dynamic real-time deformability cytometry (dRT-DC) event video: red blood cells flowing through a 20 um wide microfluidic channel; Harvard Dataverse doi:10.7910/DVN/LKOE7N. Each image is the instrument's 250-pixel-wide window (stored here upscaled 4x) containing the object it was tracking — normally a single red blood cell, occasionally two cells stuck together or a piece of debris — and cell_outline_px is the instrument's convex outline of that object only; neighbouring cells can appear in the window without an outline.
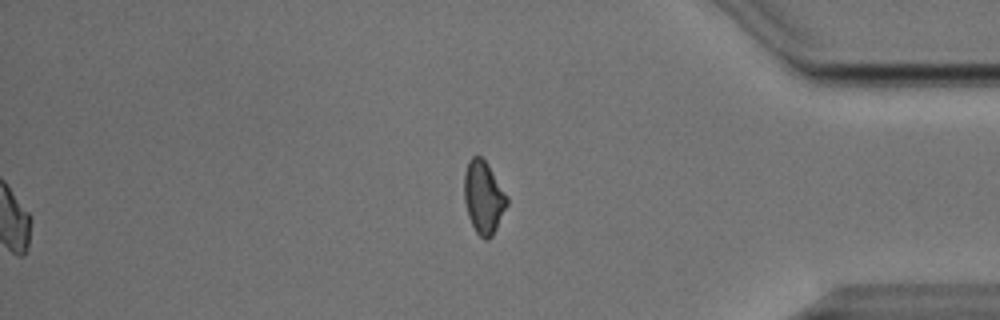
{"species": "Egyptian fruit bat (a non-hibernating species)", "species_latin": "Rousettus aegyptiacus", "temperature_condition": "cold", "stored_images_in_passage": 44, "segment_of_instrument_passage": [2, 2], "camera_frame_rate_fps": 3000, "um_per_image_px": 0.085, "animal": {"sex": "male"}, "frame": {"image": 1, "passage_image": 44, "time_ms": 14.333, "image_size_px": [1000, 320], "cell_outline_px": [[508, 204], [492, 236], [488, 240], [484, 240], [476, 232], [468, 216], [464, 200], [464, 172], [468, 160], [472, 156], [480, 156], [488, 164], [508, 196]], "centroid_in_image_um": [41.1, 16.76], "position_along_channel_um": 394.1, "area_um2": 18.21}}